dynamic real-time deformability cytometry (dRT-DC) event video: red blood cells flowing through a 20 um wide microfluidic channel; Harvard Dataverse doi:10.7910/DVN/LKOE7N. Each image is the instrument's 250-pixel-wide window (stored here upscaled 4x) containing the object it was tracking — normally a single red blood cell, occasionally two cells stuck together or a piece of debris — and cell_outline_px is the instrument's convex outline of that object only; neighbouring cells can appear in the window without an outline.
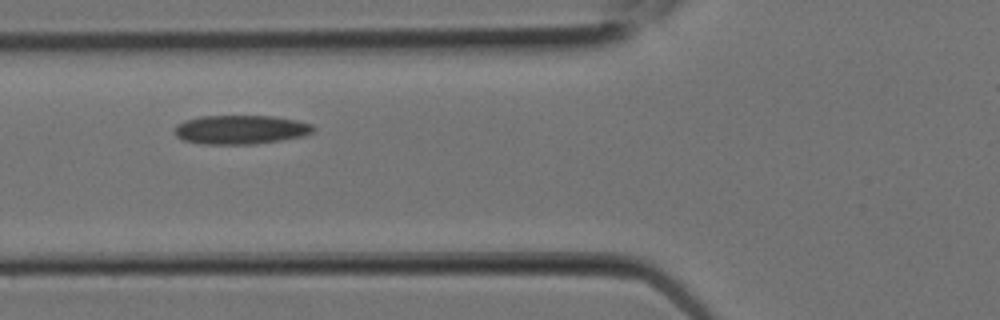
{"species": "Egyptian fruit bat (a non-hibernating species)", "species_latin": "Rousettus aegyptiacus", "temperature_condition": "room temperature", "stored_images_in_passage": 5, "camera_frame_rate_fps": 3000, "um_per_image_px": 0.085, "animal": {"sex": "female"}, "frame": {"image": 1, "passage_image": 4, "time_ms": 1.0, "image_size_px": [1000, 320], "cell_outline_px": [[316, 128], [312, 132], [304, 136], [256, 144], [204, 144], [184, 140], [176, 136], [172, 132], [176, 124], [184, 120], [200, 116], [272, 116], [296, 120], [312, 124]], "centroid_in_image_um": [20.43, 11.01], "position_along_channel_um": 105.4, "area_um2": 23.58}}
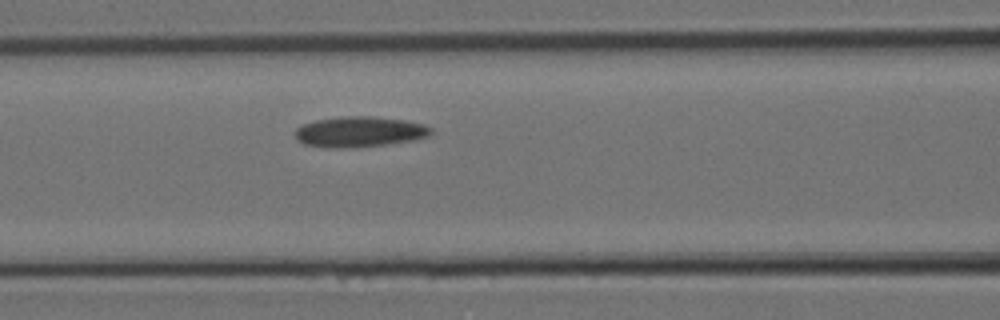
{"frame": {"image": 2, "passage_image": 5, "time_ms": 1.333, "image_size_px": [1000, 320], "cell_outline_px": [[432, 132], [428, 136], [412, 140], [384, 144], [348, 148], [332, 148], [304, 144], [296, 140], [292, 132], [296, 128], [304, 124], [316, 120], [348, 116], [372, 116], [404, 120], [424, 124], [432, 128]], "centroid_in_image_um": [30.51, 11.2], "position_along_channel_um": 136.1, "area_um2": 24.1}}